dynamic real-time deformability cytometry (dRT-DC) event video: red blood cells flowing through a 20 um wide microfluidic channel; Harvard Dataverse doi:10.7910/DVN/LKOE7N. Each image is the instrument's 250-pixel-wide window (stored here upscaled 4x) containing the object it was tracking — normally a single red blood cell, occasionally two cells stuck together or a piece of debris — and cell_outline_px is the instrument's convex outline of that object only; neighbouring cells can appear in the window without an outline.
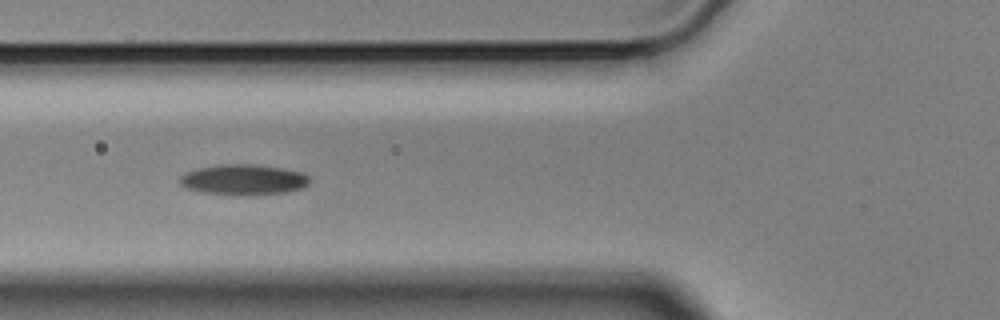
{"species": "Egyptian fruit bat (a non-hibernating species)", "species_latin": "Rousettus aegyptiacus", "temperature_condition": "cold", "stored_images_in_passage": 4, "camera_frame_rate_fps": 3000, "um_per_image_px": 0.085, "animal": {"sex": "male"}, "frame": {"image": 1, "passage_image": 3, "time_ms": 0.667, "image_size_px": [1000, 320], "cell_outline_px": [[308, 184], [300, 188], [284, 192], [252, 196], [240, 196], [204, 192], [184, 188], [180, 184], [180, 176], [184, 172], [196, 168], [220, 164], [252, 164], [280, 168], [300, 172], [308, 176]], "centroid_in_image_um": [20.62, 15.28], "position_along_channel_um": 105.2, "area_um2": 23.18}}
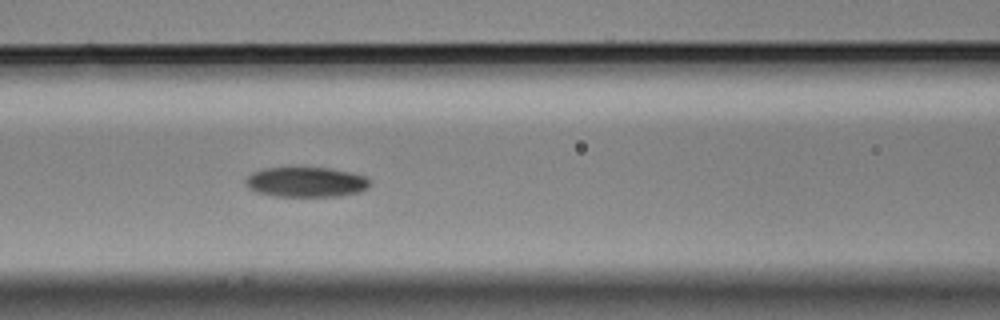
{"frame": {"image": 2, "passage_image": 4, "time_ms": 1.0, "image_size_px": [1000, 320], "cell_outline_px": [[372, 184], [368, 188], [360, 192], [336, 196], [276, 196], [256, 192], [248, 188], [244, 184], [244, 180], [252, 172], [264, 168], [332, 168], [352, 172], [368, 176]], "centroid_in_image_um": [26.05, 15.47], "position_along_channel_um": 140.6, "area_um2": 22.02}}